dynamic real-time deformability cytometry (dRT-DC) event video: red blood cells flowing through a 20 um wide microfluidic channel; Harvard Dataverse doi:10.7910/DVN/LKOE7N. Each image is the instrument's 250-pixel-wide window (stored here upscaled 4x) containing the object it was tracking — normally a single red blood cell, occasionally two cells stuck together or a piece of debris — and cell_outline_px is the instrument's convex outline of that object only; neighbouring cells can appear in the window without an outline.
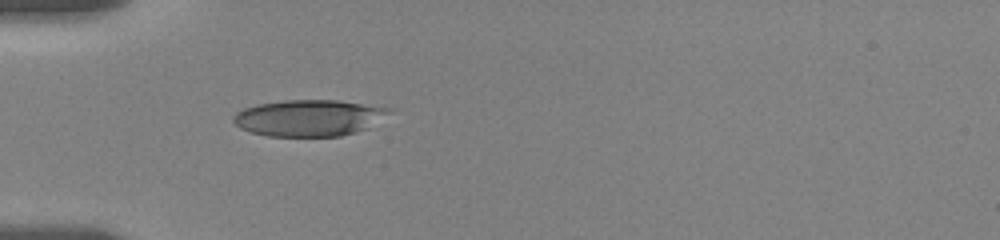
{"species": "human", "species_latin": "Homo sapiens", "temperature_condition": "room temperature", "stored_images_in_passage": 40, "camera_frame_rate_fps": 3000, "um_per_image_px": 0.085, "donor": {"sex": "female"}, "frame": {"image": 1, "passage_image": 1, "time_ms": 0.0, "image_size_px": [1000, 240], "cell_outline_px": [[396, 108], [392, 112], [364, 128], [356, 132], [340, 136], [268, 136], [252, 132], [240, 128], [232, 120], [232, 116], [236, 112], [244, 108], [260, 104], [284, 100], [336, 100]], "centroid_in_image_um": [26.25, 10.01], "position_along_channel_um": 58.7, "area_um2": 32.89}}
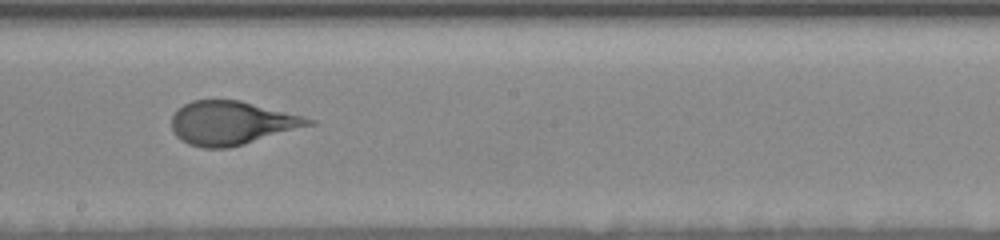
{"frame": {"image": 2, "passage_image": 16, "time_ms": 5.0, "image_size_px": [1000, 240], "cell_outline_px": [[316, 124], [244, 144], [228, 148], [204, 148], [188, 144], [180, 140], [176, 136], [172, 128], [172, 116], [184, 104], [192, 100], [240, 100], [304, 116], [316, 120]], "centroid_in_image_um": [19.71, 10.46], "position_along_channel_um": 228.5, "area_um2": 34.85}}
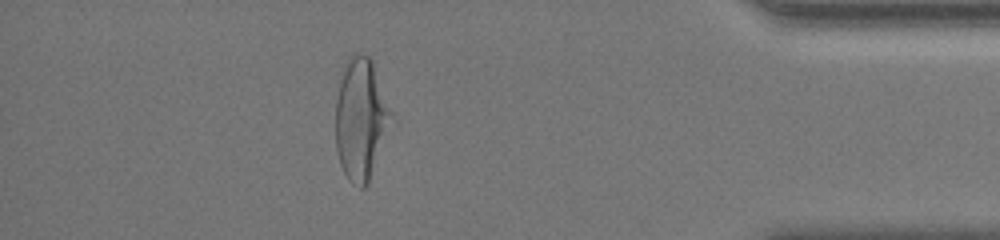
{"frame": {"image": 3, "passage_image": 34, "time_ms": 11.0, "image_size_px": [1000, 240], "cell_outline_px": [[396, 124], [368, 184], [364, 188], [360, 188], [352, 184], [348, 180], [340, 164], [336, 148], [336, 100], [340, 72], [348, 56], [352, 52], [360, 52], [368, 56], [372, 60], [396, 120]], "centroid_in_image_um": [30.73, 10.13], "position_along_channel_um": 404.5, "area_um2": 41.27}, "authors_computed_cell_mechanics": {"area_um2": 34.969, "velocity_mm_per_s": 3.509, "shape_relaxation_time_tau1_ms": 4.5614, "shape_relaxation_time_tau2_ms": null, "deformation_change_tau1": 0.1775, "deformation_change_tau2": null}}